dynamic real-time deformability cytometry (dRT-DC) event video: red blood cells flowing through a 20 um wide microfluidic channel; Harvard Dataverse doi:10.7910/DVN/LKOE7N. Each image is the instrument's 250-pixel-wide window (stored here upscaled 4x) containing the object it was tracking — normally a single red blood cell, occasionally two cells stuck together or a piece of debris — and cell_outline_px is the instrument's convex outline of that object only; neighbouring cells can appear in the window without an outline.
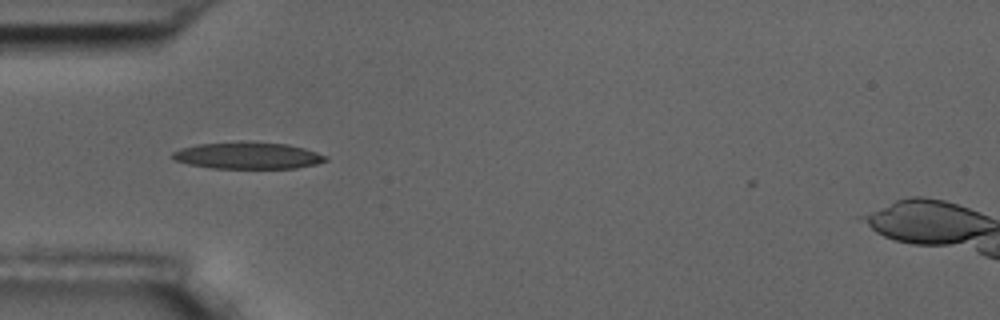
{"species": "common noctule bat (a hibernating species)", "species_latin": "Nyctalus noctula", "temperature_condition": "room temperature", "stored_images_in_passage": 2, "camera_frame_rate_fps": 3000, "um_per_image_px": 0.085, "animal": {"sex": "male", "body_mass_g": 17.5, "forearm_length_mm": 52.3}, "frame": {"image": 1, "passage_image": 1, "time_ms": 0.0, "image_size_px": [1000, 320], "cell_outline_px": [[328, 160], [316, 164], [296, 168], [212, 168], [188, 164], [176, 160], [172, 156], [172, 152], [180, 148], [196, 144], [288, 144], [304, 148], [328, 156]], "centroid_in_image_um": [21.09, 13.26], "position_along_channel_um": 63.9, "area_um2": 22.89}}